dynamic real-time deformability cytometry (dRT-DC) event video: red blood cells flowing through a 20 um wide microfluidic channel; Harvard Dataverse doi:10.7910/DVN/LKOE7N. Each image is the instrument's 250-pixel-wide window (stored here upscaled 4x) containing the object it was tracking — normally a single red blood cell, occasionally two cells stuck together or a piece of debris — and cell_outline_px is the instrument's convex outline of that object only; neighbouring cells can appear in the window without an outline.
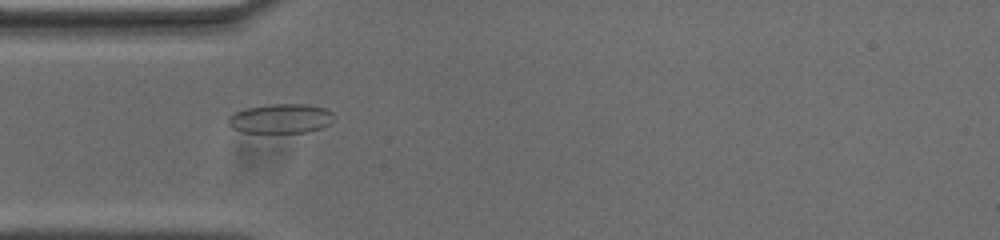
{"species": "common noctule bat (a hibernating species)", "species_latin": "Nyctalus noctula", "temperature_condition": "cold", "stored_images_in_passage": 39, "camera_frame_rate_fps": 3000, "um_per_image_px": 0.085, "animal": {"sex": "male", "body_mass_g": 20.0, "forearm_length_mm": 53.3}, "frame": {"image": 1, "passage_image": 3, "time_ms": 0.667, "image_size_px": [1000, 240], "cell_outline_px": [[332, 112], [328, 124], [320, 128], [304, 132], [244, 132], [232, 128], [228, 124], [228, 120], [236, 112], [244, 108], [268, 104], [308, 104], [324, 108]], "centroid_in_image_um": [23.82, 10.06], "position_along_channel_um": 61.2, "area_um2": 17.74}}
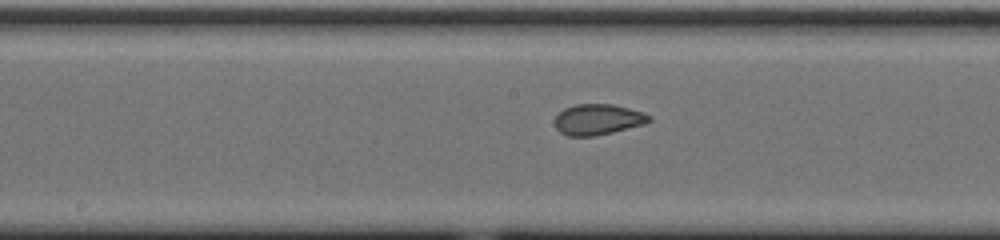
{"frame": {"image": 2, "passage_image": 14, "time_ms": 4.333, "image_size_px": [1000, 240], "cell_outline_px": [[652, 120], [644, 124], [596, 136], [568, 136], [560, 132], [556, 128], [556, 116], [564, 108], [576, 104], [612, 104], [628, 108], [652, 116]], "centroid_in_image_um": [50.82, 10.16], "position_along_channel_um": 197.4, "area_um2": 16.76}}
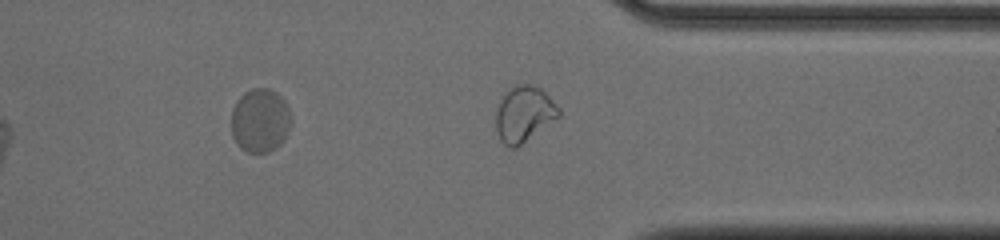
{"frame": {"image": 3, "passage_image": 28, "time_ms": 9.0, "image_size_px": [1000, 240], "cell_outline_px": [[292, 120], [280, 144], [268, 152], [248, 152], [240, 148], [236, 144], [232, 136], [232, 108], [236, 100], [244, 92], [252, 88], [268, 88], [276, 92], [284, 100], [288, 108]], "centroid_in_image_um": [22.08, 10.22], "position_along_channel_um": 389.3, "area_um2": 22.2}, "authors_computed_cell_mechanics": {"area_um2": 17.5134, "velocity_mm_per_s": 3.7072, "shape_relaxation_time_tau1_ms": null, "shape_relaxation_time_tau2_ms": 0.8972, "deformation_change_tau1": null, "deformation_change_tau2": 0.0488}}